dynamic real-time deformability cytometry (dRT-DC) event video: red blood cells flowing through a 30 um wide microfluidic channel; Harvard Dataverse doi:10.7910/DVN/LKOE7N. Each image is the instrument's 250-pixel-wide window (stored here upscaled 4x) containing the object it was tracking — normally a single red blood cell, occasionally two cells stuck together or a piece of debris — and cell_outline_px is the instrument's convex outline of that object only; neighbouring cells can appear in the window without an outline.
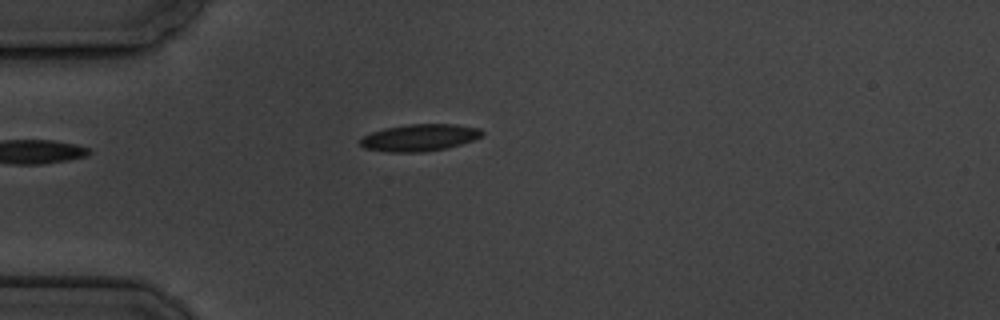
{"species": "common noctule bat (a hibernating species)", "species_latin": "Nyctalus noctula", "temperature_condition": "cold", "stored_images_in_passage": 9, "camera_frame_rate_fps": 3000, "um_per_image_px": 0.085, "animal": {"sex": "male", "body_mass_g": 19.5, "forearm_length_mm": 54.6}, "frame": {"image": 1, "passage_image": 1, "time_ms": 0.0, "image_size_px": [1000, 320], "cell_outline_px": [[484, 132], [480, 136], [472, 140], [460, 144], [444, 148], [424, 152], [388, 152], [364, 148], [360, 144], [360, 140], [364, 136], [372, 132], [384, 128], [408, 124], [456, 124], [480, 128]], "centroid_in_image_um": [35.65, 11.69], "position_along_channel_um": 49.4, "area_um2": 19.02}}
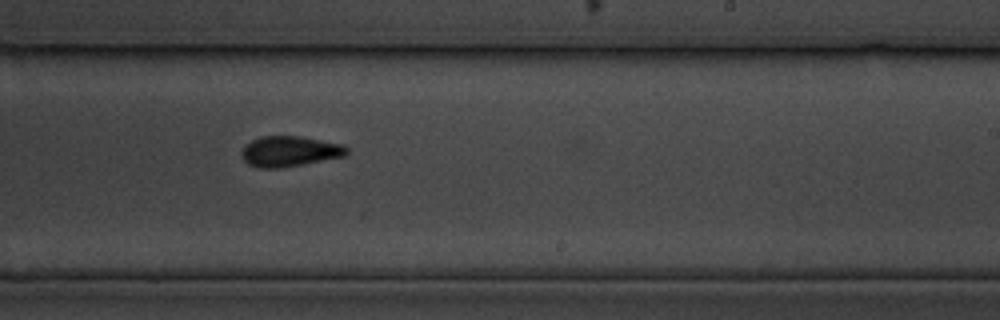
{"frame": {"image": 2, "passage_image": 7, "time_ms": 6.667, "image_size_px": [1000, 320], "cell_outline_px": [[348, 152], [344, 156], [304, 164], [280, 168], [256, 168], [248, 164], [240, 156], [240, 152], [244, 144], [260, 136], [300, 136], [344, 144], [348, 148]], "centroid_in_image_um": [24.58, 12.86], "position_along_channel_um": 264.4, "area_um2": 18.96}}
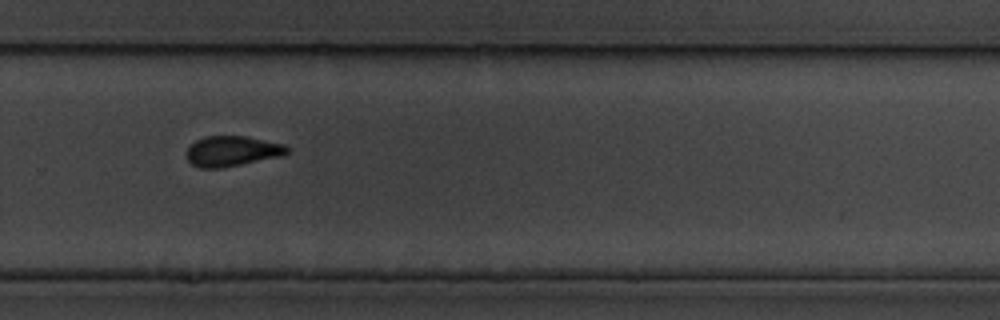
{"frame": {"image": 3, "passage_image": 8, "time_ms": 8.0, "image_size_px": [1000, 320], "cell_outline_px": [[288, 152], [280, 156], [220, 168], [200, 168], [192, 164], [184, 156], [184, 152], [196, 140], [204, 136], [244, 136], [284, 144], [288, 148]], "centroid_in_image_um": [19.66, 12.84], "position_along_channel_um": 310.1, "area_um2": 17.63}}